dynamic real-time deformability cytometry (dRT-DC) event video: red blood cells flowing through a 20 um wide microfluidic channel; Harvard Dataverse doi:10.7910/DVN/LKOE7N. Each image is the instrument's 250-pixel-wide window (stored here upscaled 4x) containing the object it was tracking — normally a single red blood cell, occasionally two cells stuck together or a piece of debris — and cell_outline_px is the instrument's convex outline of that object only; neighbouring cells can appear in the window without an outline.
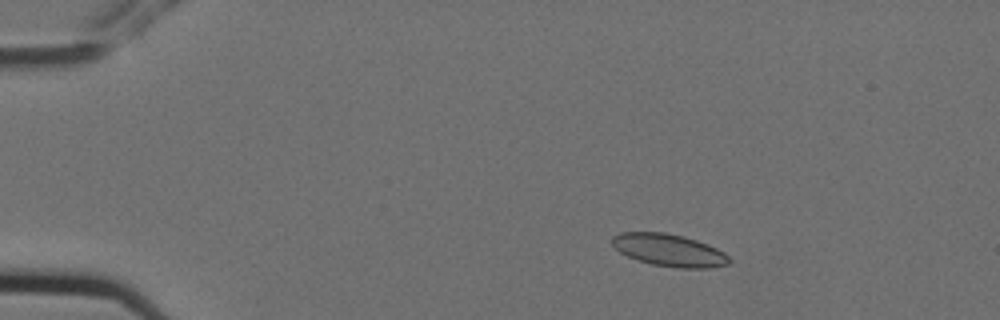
{"species": "Egyptian fruit bat (a non-hibernating species)", "species_latin": "Rousettus aegyptiacus", "temperature_condition": "cold", "stored_images_in_passage": 3, "camera_frame_rate_fps": 3000, "um_per_image_px": 0.085, "animal": {"sex": "female"}, "frame": {"image": 1, "passage_image": 1, "time_ms": 0.0, "image_size_px": [1000, 320], "cell_outline_px": [[732, 260], [728, 264], [712, 268], [676, 268], [652, 264], [636, 260], [620, 252], [612, 244], [612, 236], [620, 232], [664, 232], [684, 236], [708, 244], [724, 252]], "centroid_in_image_um": [56.88, 21.27], "position_along_channel_um": 28.1, "area_um2": 22.2}}